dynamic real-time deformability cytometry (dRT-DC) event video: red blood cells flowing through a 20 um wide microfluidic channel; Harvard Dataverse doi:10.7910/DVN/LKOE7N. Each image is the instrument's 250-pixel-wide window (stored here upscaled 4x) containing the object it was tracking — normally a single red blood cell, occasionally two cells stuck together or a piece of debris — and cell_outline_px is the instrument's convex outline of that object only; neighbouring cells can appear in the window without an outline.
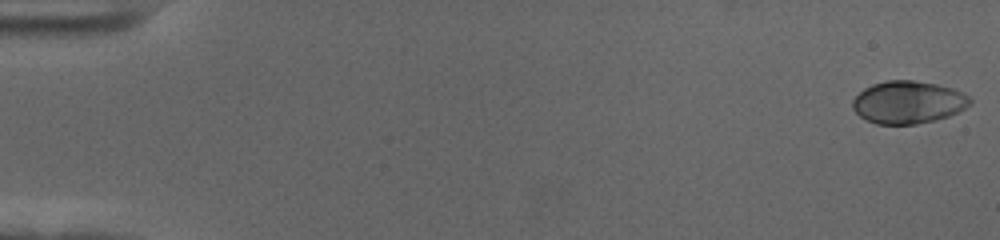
{"species": "human", "species_latin": "Homo sapiens", "temperature_condition": "cold", "stored_images_in_passage": 58, "camera_frame_rate_fps": 3000, "um_per_image_px": 0.085, "donor": {"sex": "female"}, "frame": {"image": 1, "passage_image": 1, "time_ms": 0.0, "image_size_px": [1000, 240], "cell_outline_px": [[972, 104], [948, 116], [936, 120], [916, 124], [876, 124], [860, 116], [852, 108], [852, 100], [864, 88], [872, 84], [888, 80], [912, 80], [936, 84], [952, 88], [964, 92], [972, 100]], "centroid_in_image_um": [77.19, 8.69], "position_along_channel_um": 7.8, "area_um2": 29.13}}
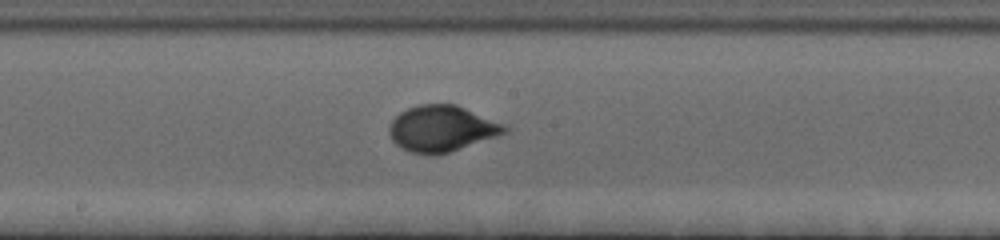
{"frame": {"image": 2, "passage_image": 32, "time_ms": 10.333, "image_size_px": [1000, 240], "cell_outline_px": [[508, 132], [436, 156], [432, 156], [412, 152], [400, 148], [392, 140], [388, 132], [388, 128], [392, 120], [400, 112], [408, 108], [420, 104], [456, 104], [504, 124], [508, 128]], "centroid_in_image_um": [37.51, 10.93], "position_along_channel_um": 210.7, "area_um2": 30.87}}
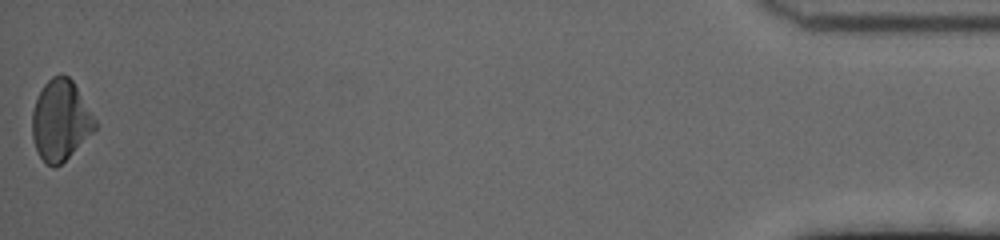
{"frame": {"image": 3, "passage_image": 58, "time_ms": 19.0, "image_size_px": [1000, 240], "cell_outline_px": [[96, 128], [60, 164], [52, 168], [40, 156], [36, 148], [32, 136], [32, 112], [36, 100], [44, 84], [52, 76], [60, 72], [68, 76], [72, 80], [96, 120]], "centroid_in_image_um": [5.12, 10.19], "position_along_channel_um": 430.1, "area_um2": 28.96}, "authors_computed_cell_mechanics": {"area_um2": 29.1601, "velocity_mm_per_s": 3.5361, "shape_relaxation_time_tau1_ms": 3.3044, "shape_relaxation_time_tau2_ms": null, "deformation_change_tau1": 0.1626, "deformation_change_tau2": null}}